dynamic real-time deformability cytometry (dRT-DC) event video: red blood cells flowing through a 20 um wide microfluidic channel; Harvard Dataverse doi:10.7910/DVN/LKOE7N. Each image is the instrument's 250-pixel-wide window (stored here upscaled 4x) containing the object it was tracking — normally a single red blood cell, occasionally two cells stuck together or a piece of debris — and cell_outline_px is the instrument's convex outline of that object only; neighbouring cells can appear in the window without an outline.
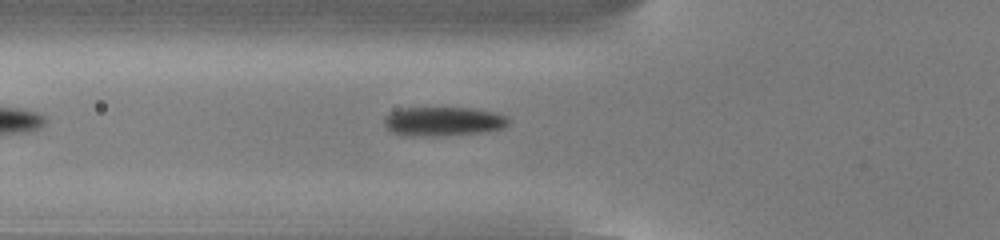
{"species": "common noctule bat (a hibernating species)", "species_latin": "Nyctalus noctula", "temperature_condition": "cold", "stored_images_in_passage": 36, "camera_frame_rate_fps": 3000, "um_per_image_px": 0.085, "animal": {"sex": "male", "body_mass_g": 13.0, "forearm_length_mm": 53.1}, "frame": {"image": 1, "passage_image": 4, "time_ms": 1.0, "image_size_px": [1000, 240], "cell_outline_px": [[512, 120], [504, 128], [484, 132], [436, 136], [400, 136], [392, 132], [384, 124], [384, 116], [400, 108], [472, 108], [496, 112], [508, 116]], "centroid_in_image_um": [37.7, 10.32], "position_along_channel_um": 88.1, "area_um2": 21.44}}
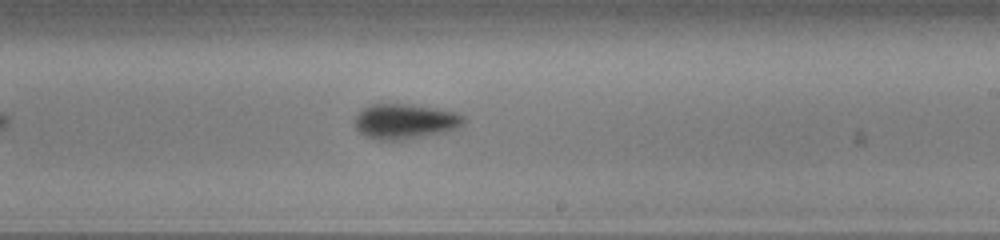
{"frame": {"image": 2, "passage_image": 17, "time_ms": 5.333, "image_size_px": [1000, 240], "cell_outline_px": [[464, 120], [456, 128], [444, 132], [404, 140], [376, 140], [364, 136], [356, 128], [356, 116], [368, 104], [408, 104], [436, 108], [456, 112], [464, 116]], "centroid_in_image_um": [34.4, 10.32], "position_along_channel_um": 254.6, "area_um2": 22.14}}
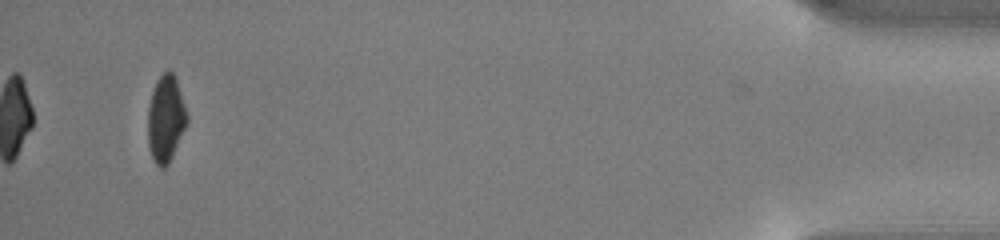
{"frame": {"image": 3, "passage_image": 36, "time_ms": 11.667, "image_size_px": [1000, 240], "cell_outline_px": [[188, 124], [168, 164], [164, 168], [160, 168], [152, 160], [148, 144], [148, 104], [156, 80], [168, 68], [172, 72], [176, 80], [188, 116]], "centroid_in_image_um": [14.08, 10.12], "position_along_channel_um": 421.1, "area_um2": 19.88}, "authors_computed_cell_mechanics": {"area_um2": 21.2704, "velocity_mm_per_s": 3.8449, "shape_relaxation_time_tau1_ms": 2.5174, "shape_relaxation_time_tau2_ms": null, "deformation_change_tau1": 0.1134, "deformation_change_tau2": null}}